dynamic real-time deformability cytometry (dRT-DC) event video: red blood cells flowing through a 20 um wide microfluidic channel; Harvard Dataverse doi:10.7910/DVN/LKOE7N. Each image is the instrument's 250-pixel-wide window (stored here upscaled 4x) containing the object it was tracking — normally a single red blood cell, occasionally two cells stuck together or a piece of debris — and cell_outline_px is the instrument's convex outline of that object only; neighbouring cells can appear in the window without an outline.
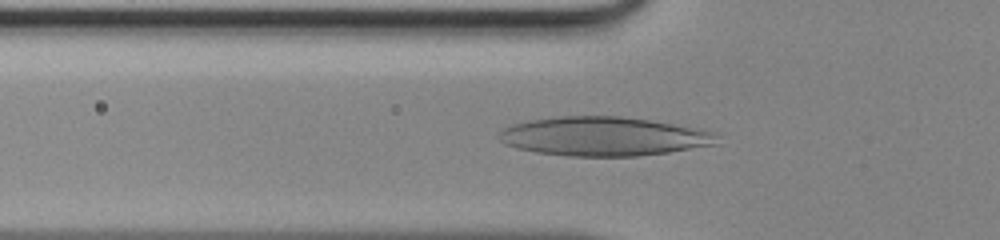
{"species": "human", "species_latin": "Homo sapiens", "temperature_condition": "room temperature", "stored_images_in_passage": 47, "camera_frame_rate_fps": 3000, "um_per_image_px": 0.085, "donor": {"sex": "male"}, "frame": {"image": 1, "passage_image": 16, "time_ms": 5.0, "image_size_px": [1000, 240], "cell_outline_px": [[724, 144], [668, 152], [636, 156], [568, 156], [536, 152], [516, 148], [504, 144], [496, 136], [504, 128], [512, 124], [528, 120], [560, 116], [620, 116], [652, 120], [704, 128], [716, 132], [720, 136]], "centroid_in_image_um": [51.42, 11.59], "position_along_channel_um": 74.4, "area_um2": 50.52}}
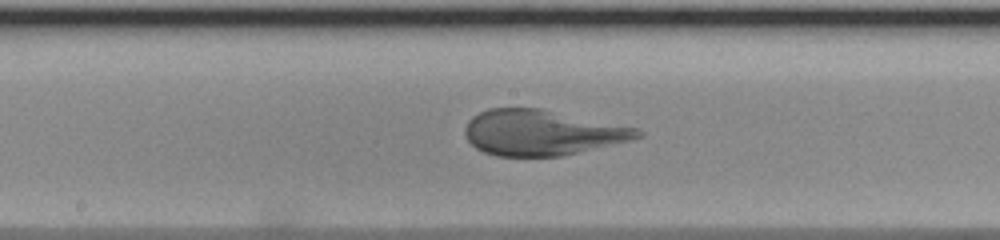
{"frame": {"image": 2, "passage_image": 25, "time_ms": 8.0, "image_size_px": [1000, 240], "cell_outline_px": [[644, 136], [564, 156], [496, 156], [484, 152], [476, 148], [464, 136], [464, 128], [468, 120], [472, 116], [488, 108], [540, 108], [640, 128], [644, 132]], "centroid_in_image_um": [46.05, 11.27], "position_along_channel_um": 202.2, "area_um2": 45.84}}
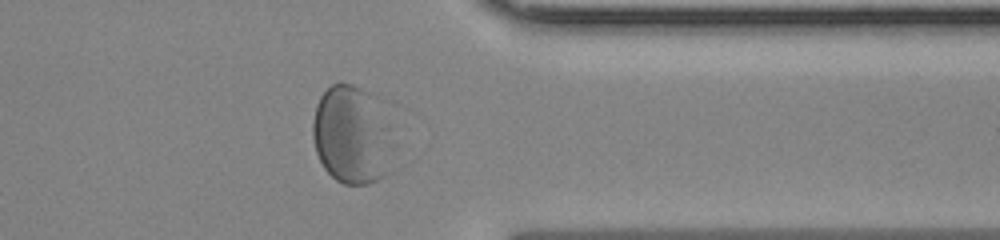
{"frame": {"image": 3, "passage_image": 38, "time_ms": 12.333, "image_size_px": [1000, 240], "cell_outline_px": [[396, 168], [392, 172], [368, 184], [344, 184], [336, 180], [324, 168], [316, 152], [312, 136], [312, 120], [316, 104], [320, 96], [332, 84], [340, 80], [352, 84], [368, 92], [392, 124]], "centroid_in_image_um": [29.98, 11.51], "position_along_channel_um": 381.4, "area_um2": 47.8}}